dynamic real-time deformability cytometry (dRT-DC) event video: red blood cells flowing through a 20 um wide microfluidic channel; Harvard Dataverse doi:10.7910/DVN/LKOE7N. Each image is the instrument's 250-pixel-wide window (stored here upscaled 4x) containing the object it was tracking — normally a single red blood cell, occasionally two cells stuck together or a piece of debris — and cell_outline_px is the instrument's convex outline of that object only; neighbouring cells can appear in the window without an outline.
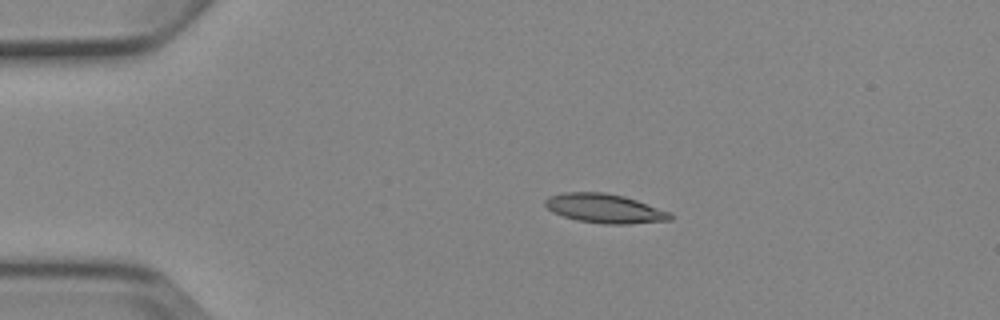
{"species": "Egyptian fruit bat (a non-hibernating species)", "species_latin": "Rousettus aegyptiacus", "temperature_condition": "cold", "stored_images_in_passage": 6, "camera_frame_rate_fps": 3000, "um_per_image_px": 0.085, "animal": {"sex": "female"}, "frame": {"image": 1, "passage_image": 3, "time_ms": 3.333, "image_size_px": [1000, 320], "cell_outline_px": [[672, 220], [628, 224], [600, 224], [576, 220], [552, 212], [544, 204], [544, 200], [548, 196], [564, 192], [604, 192], [624, 196], [672, 212]], "centroid_in_image_um": [51.4, 17.72], "position_along_channel_um": 33.6, "area_um2": 21.44}}
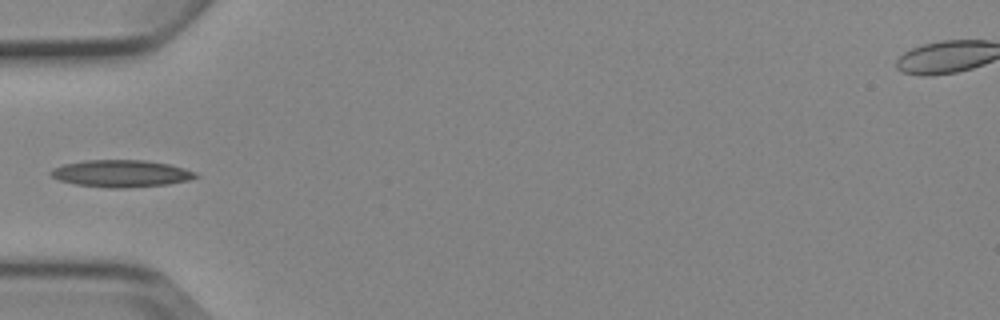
{"frame": {"image": 2, "passage_image": 5, "time_ms": 5.667, "image_size_px": [1000, 320], "cell_outline_px": [[200, 176], [188, 180], [168, 184], [124, 188], [108, 188], [76, 184], [60, 180], [52, 176], [48, 172], [52, 168], [64, 164], [84, 160], [144, 160], [168, 164], [184, 168], [196, 172]], "centroid_in_image_um": [10.29, 14.74], "position_along_channel_um": 74.7, "area_um2": 22.83}}
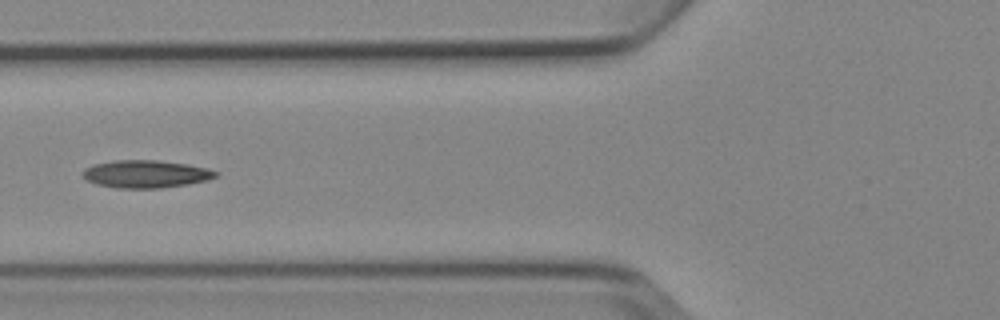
{"frame": {"image": 3, "passage_image": 6, "time_ms": 6.667, "image_size_px": [1000, 320], "cell_outline_px": [[220, 172], [216, 176], [208, 180], [188, 184], [160, 188], [116, 188], [96, 184], [88, 180], [80, 172], [84, 168], [92, 164], [112, 160], [160, 160], [188, 164], [208, 168]], "centroid_in_image_um": [12.39, 14.78], "position_along_channel_um": 113.4, "area_um2": 21.68}}